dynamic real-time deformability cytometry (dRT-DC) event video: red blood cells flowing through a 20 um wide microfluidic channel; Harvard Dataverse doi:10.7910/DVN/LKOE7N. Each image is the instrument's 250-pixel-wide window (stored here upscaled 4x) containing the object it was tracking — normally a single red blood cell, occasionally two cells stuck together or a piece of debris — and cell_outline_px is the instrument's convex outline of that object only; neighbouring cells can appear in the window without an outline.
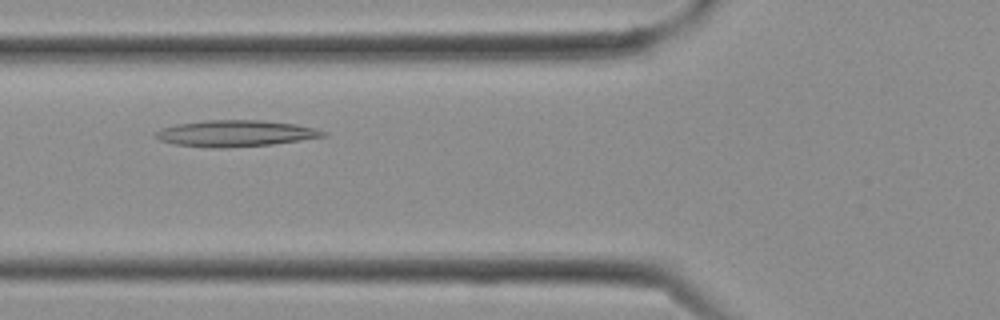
{"species": "Egyptian fruit bat (a non-hibernating species)", "species_latin": "Rousettus aegyptiacus", "temperature_condition": "cold", "stored_images_in_passage": 15, "camera_frame_rate_fps": 3000, "um_per_image_px": 0.085, "frame": {"image": 1, "passage_image": 8, "time_ms": 2.333, "image_size_px": [1000, 320], "cell_outline_px": [[328, 136], [272, 144], [224, 148], [212, 148], [172, 144], [160, 140], [152, 136], [160, 128], [176, 124], [208, 120], [260, 120], [296, 124], [328, 132]], "centroid_in_image_um": [19.98, 11.34], "position_along_channel_um": 105.8, "area_um2": 25.78}}
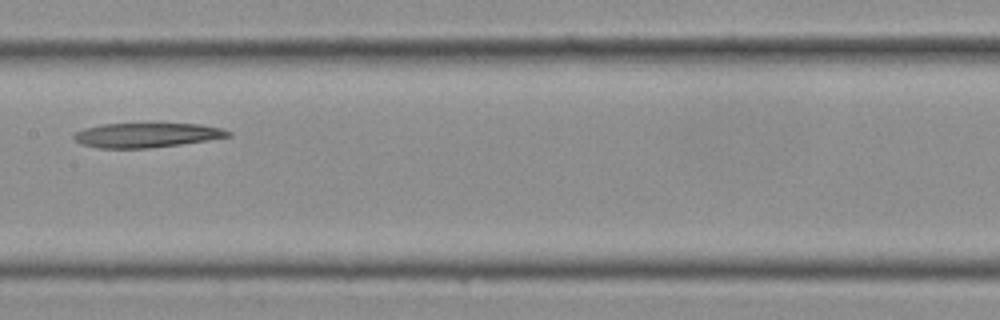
{"frame": {"image": 2, "passage_image": 12, "time_ms": 3.667, "image_size_px": [1000, 320], "cell_outline_px": [[232, 136], [208, 140], [180, 144], [148, 148], [96, 148], [80, 144], [72, 136], [76, 132], [84, 128], [100, 124], [200, 124], [220, 128], [232, 132]], "centroid_in_image_um": [12.44, 11.49], "position_along_channel_um": 195.0, "area_um2": 21.96}}
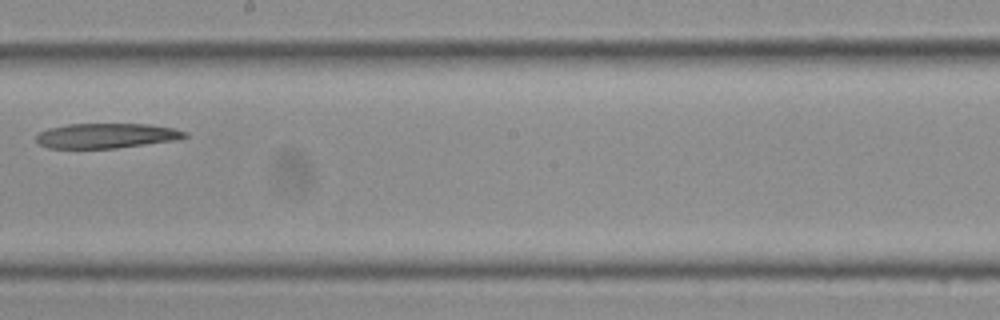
{"frame": {"image": 3, "passage_image": 14, "time_ms": 4.333, "image_size_px": [1000, 320], "cell_outline_px": [[188, 136], [176, 140], [116, 148], [48, 148], [40, 144], [36, 140], [36, 132], [48, 128], [68, 124], [148, 124], [176, 128], [188, 132]], "centroid_in_image_um": [9.04, 11.53], "position_along_channel_um": 239.2, "area_um2": 21.73}}